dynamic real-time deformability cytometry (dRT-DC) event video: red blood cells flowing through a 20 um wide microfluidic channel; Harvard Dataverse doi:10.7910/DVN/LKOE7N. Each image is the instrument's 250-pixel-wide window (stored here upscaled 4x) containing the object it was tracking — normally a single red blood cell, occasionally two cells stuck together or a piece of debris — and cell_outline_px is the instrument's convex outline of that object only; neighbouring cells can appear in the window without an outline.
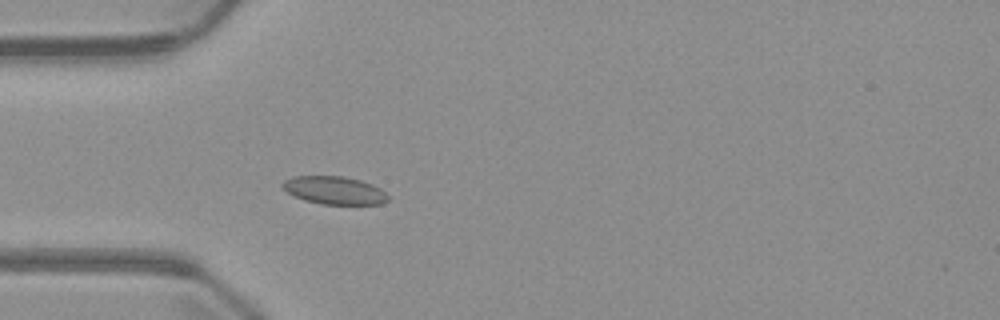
{"species": "common noctule bat (a hibernating species)", "species_latin": "Nyctalus noctula", "temperature_condition": "warm", "stored_images_in_passage": 4, "camera_frame_rate_fps": 3000, "um_per_image_px": 0.085, "animal": {"sex": "male", "body_mass_g": 23.1, "forearm_length_mm": 52.7}, "frame": {"image": 1, "passage_image": 4, "time_ms": 3.667, "image_size_px": [1000, 320], "cell_outline_px": [[388, 200], [380, 204], [320, 204], [304, 200], [288, 192], [280, 184], [284, 180], [292, 176], [344, 176], [360, 180], [372, 184], [380, 188], [388, 196]], "centroid_in_image_um": [28.41, 16.17], "position_along_channel_um": 56.6, "area_um2": 17.11}}